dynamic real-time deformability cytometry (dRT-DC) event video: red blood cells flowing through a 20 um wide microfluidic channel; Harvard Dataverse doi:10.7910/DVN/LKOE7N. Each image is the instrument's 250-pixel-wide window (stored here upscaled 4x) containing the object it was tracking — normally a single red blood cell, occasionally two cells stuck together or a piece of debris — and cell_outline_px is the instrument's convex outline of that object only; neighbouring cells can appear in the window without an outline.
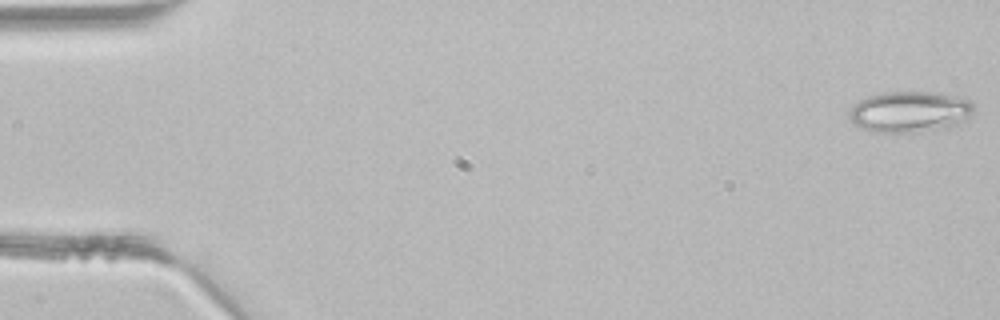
{"species": "common noctule bat (a hibernating species)", "species_latin": "Nyctalus noctula", "temperature_condition": "room temperature", "stored_images_in_passage": 3, "camera_frame_rate_fps": 3000, "um_per_image_px": 0.085, "animal": {"sex": "male", "body_mass_g": 21.5, "forearm_length_mm": 52.0}, "frame": {"image": 1, "passage_image": 1, "time_ms": 0.0, "image_size_px": [1000, 320], "cell_outline_px": [[972, 112], [968, 120], [952, 128], [912, 132], [872, 132], [860, 128], [848, 116], [848, 112], [852, 104], [868, 96], [884, 92], [936, 92], [956, 96], [972, 100]], "centroid_in_image_um": [77.35, 9.51], "position_along_channel_um": 7.6, "area_um2": 30.23}}